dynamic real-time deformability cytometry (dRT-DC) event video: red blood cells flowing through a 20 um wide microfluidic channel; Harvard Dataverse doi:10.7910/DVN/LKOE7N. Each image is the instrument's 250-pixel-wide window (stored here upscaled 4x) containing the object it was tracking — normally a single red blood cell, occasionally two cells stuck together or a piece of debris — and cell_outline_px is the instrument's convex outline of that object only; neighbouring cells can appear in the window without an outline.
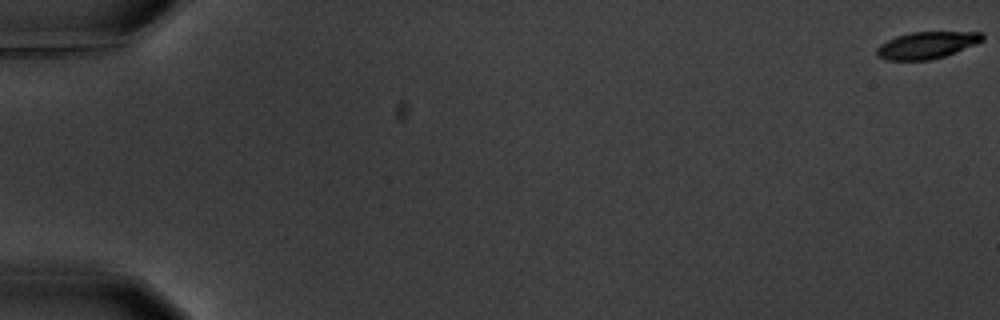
{"species": "common noctule bat (a hibernating species)", "species_latin": "Nyctalus noctula", "temperature_condition": "warm", "stored_images_in_passage": 7, "camera_frame_rate_fps": 3000, "um_per_image_px": 0.085, "animal": {"sex": "male", "body_mass_g": 20.1, "forearm_length_mm": 53.5}, "frame": {"image": 1, "passage_image": 1, "time_ms": 0.0, "image_size_px": [1000, 320], "cell_outline_px": [[984, 40], [976, 44], [956, 52], [932, 60], [884, 60], [876, 56], [876, 48], [880, 44], [896, 36], [912, 32], [984, 32]], "centroid_in_image_um": [78.77, 3.84], "position_along_channel_um": 6.2, "area_um2": 16.7}}
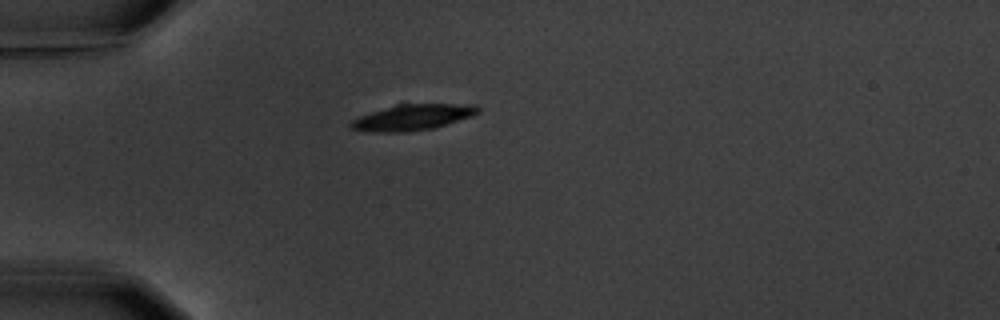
{"frame": {"image": 2, "passage_image": 5, "time_ms": 5.667, "image_size_px": [1000, 320], "cell_outline_px": [[480, 112], [472, 116], [432, 128], [408, 132], [364, 132], [352, 128], [348, 124], [352, 120], [360, 116], [396, 104], [476, 104], [480, 108]], "centroid_in_image_um": [35.07, 9.97], "position_along_channel_um": 49.9, "area_um2": 19.13}}